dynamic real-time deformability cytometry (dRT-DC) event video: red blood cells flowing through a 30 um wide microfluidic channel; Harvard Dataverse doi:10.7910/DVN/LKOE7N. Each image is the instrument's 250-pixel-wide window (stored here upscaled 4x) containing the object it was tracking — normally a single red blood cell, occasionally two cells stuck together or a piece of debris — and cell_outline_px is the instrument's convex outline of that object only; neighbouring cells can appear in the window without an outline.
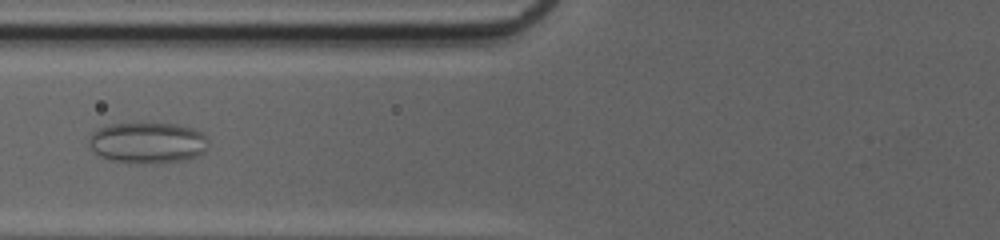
{"species": "common noctule bat (a hibernating species)", "species_latin": "Nyctalus noctula", "temperature_condition": "cold", "stored_images_in_passage": 47, "camera_frame_rate_fps": 3000, "um_per_image_px": 0.085, "animal": {"sex": "female", "body_mass_g": 20.0, "forearm_length_mm": 54.0}, "frame": {"image": 1, "passage_image": 17, "time_ms": 5.333, "image_size_px": [1000, 240], "cell_outline_px": [[204, 152], [196, 156], [184, 160], [160, 164], [132, 164], [112, 160], [100, 156], [88, 144], [88, 140], [92, 132], [108, 124], [176, 124], [192, 128], [200, 132], [204, 136]], "centroid_in_image_um": [12.49, 12.16], "position_along_channel_um": 113.3, "area_um2": 28.38}}
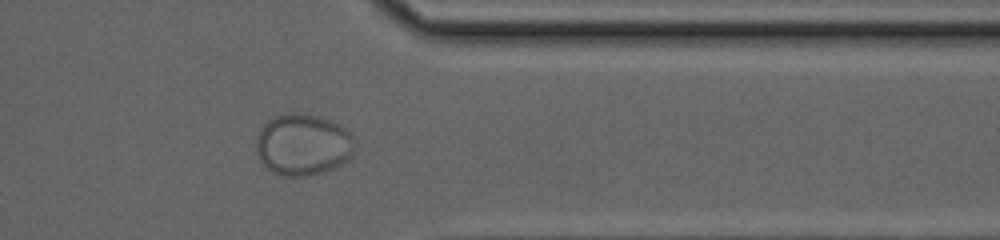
{"frame": {"image": 2, "passage_image": 38, "time_ms": 12.333, "image_size_px": [1000, 240], "cell_outline_px": [[356, 144], [352, 156], [348, 160], [332, 168], [312, 176], [280, 176], [272, 172], [260, 160], [256, 152], [256, 136], [260, 128], [272, 116], [288, 112], [300, 112], [320, 116], [332, 120], [340, 124], [352, 132], [356, 140]], "centroid_in_image_um": [25.77, 12.27], "position_along_channel_um": 385.6, "area_um2": 36.3}}